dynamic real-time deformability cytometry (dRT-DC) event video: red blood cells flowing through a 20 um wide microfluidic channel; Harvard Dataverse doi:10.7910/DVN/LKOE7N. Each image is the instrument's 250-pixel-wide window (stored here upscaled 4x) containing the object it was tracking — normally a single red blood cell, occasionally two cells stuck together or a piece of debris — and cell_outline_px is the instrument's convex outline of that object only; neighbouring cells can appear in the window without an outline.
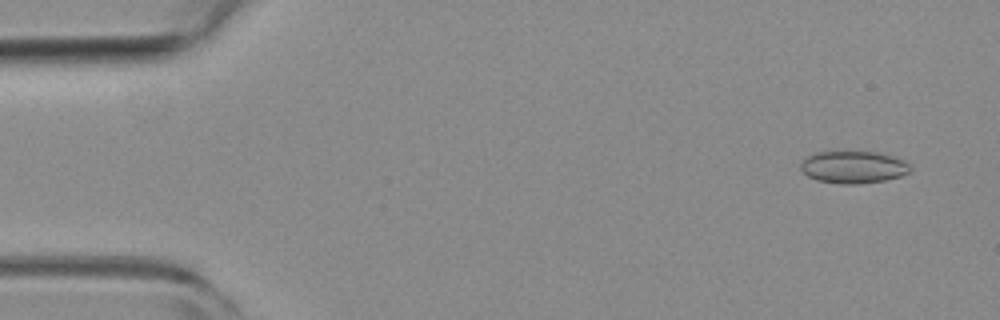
{"species": "common noctule bat (a hibernating species)", "species_latin": "Nyctalus noctula", "temperature_condition": "room temperature", "stored_images_in_passage": 54, "camera_frame_rate_fps": 3000, "um_per_image_px": 0.085, "animal": {"sex": "female", "body_mass_g": 19.3, "forearm_length_mm": 54.1}, "frame": {"image": 1, "passage_image": 3, "time_ms": 0.667, "image_size_px": [1000, 320], "cell_outline_px": [[912, 172], [900, 176], [884, 180], [860, 184], [840, 184], [816, 180], [808, 176], [800, 168], [800, 164], [808, 156], [824, 148], [880, 152], [904, 160], [912, 168]], "centroid_in_image_um": [72.51, 14.15], "position_along_channel_um": 12.5, "area_um2": 21.56}}
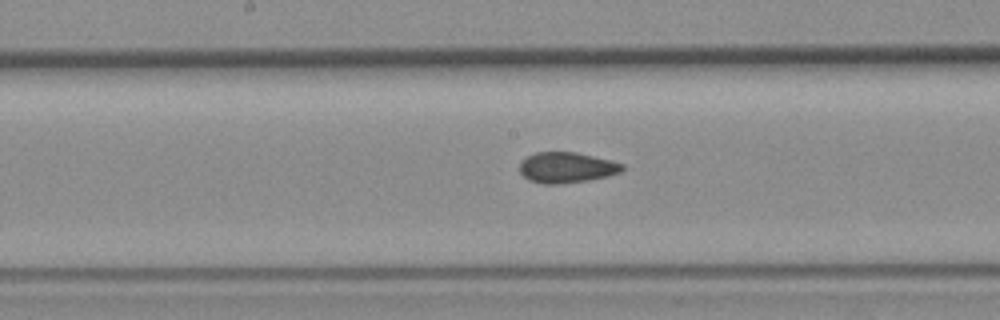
{"frame": {"image": 2, "passage_image": 27, "time_ms": 8.667, "image_size_px": [1000, 320], "cell_outline_px": [[624, 168], [620, 172], [608, 176], [588, 180], [560, 184], [544, 184], [528, 180], [520, 172], [520, 160], [536, 152], [576, 152], [612, 160], [624, 164]], "centroid_in_image_um": [48.16, 14.24], "position_along_channel_um": 200.0, "area_um2": 18.44}}
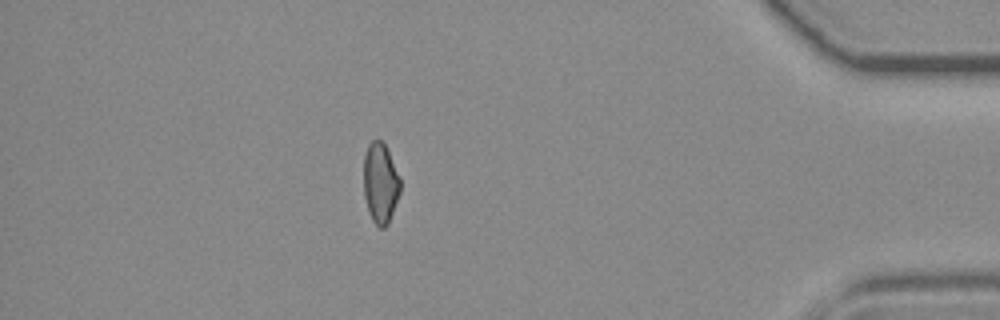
{"frame": {"image": 3, "passage_image": 47, "time_ms": 15.333, "image_size_px": [1000, 320], "cell_outline_px": [[400, 192], [388, 224], [384, 228], [380, 228], [372, 220], [368, 212], [364, 196], [364, 152], [368, 144], [372, 140], [380, 140], [384, 144], [400, 176]], "centroid_in_image_um": [32.32, 15.57], "position_along_channel_um": 402.9, "area_um2": 17.17}, "authors_computed_cell_mechanics": {"area_um2": 18.5538, "velocity_mm_per_s": 3.7733, "shape_relaxation_time_tau1_ms": null, "shape_relaxation_time_tau2_ms": 1.7143, "deformation_change_tau1": null, "deformation_change_tau2": 0.0694}}